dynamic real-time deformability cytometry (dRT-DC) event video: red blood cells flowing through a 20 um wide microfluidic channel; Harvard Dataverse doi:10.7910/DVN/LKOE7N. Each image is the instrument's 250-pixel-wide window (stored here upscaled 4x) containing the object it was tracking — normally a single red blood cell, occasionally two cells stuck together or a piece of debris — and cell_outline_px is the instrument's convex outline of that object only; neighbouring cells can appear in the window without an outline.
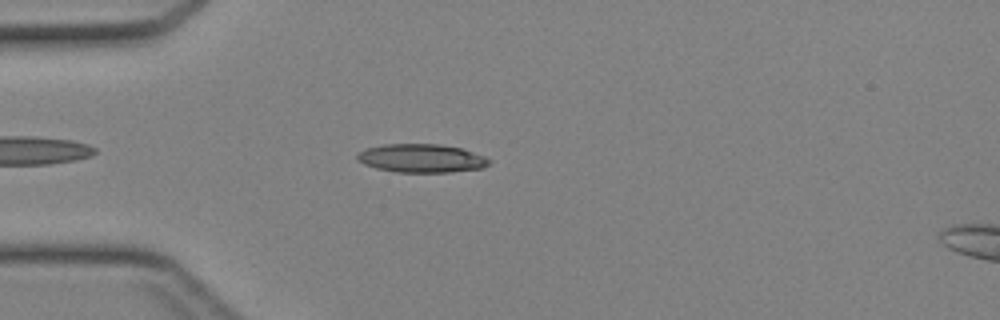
{"species": "Egyptian fruit bat (a non-hibernating species)", "species_latin": "Rousettus aegyptiacus", "temperature_condition": "cold", "stored_images_in_passage": 37, "camera_frame_rate_fps": 3000, "um_per_image_px": 0.085, "animal": {"sex": "female"}, "frame": {"image": 1, "passage_image": 5, "time_ms": 1.333, "image_size_px": [1000, 320], "cell_outline_px": [[492, 160], [488, 164], [480, 168], [452, 172], [396, 172], [376, 168], [364, 164], [356, 160], [356, 152], [368, 148], [384, 144], [440, 144], [464, 148], [484, 156]], "centroid_in_image_um": [35.81, 13.44], "position_along_channel_um": 49.2, "area_um2": 22.02}}
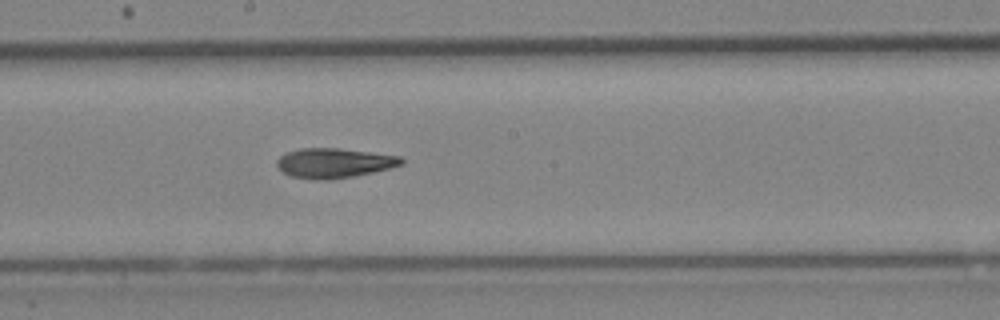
{"frame": {"image": 2, "passage_image": 17, "time_ms": 5.333, "image_size_px": [1000, 320], "cell_outline_px": [[404, 164], [372, 172], [352, 176], [328, 180], [316, 180], [292, 176], [284, 172], [276, 164], [276, 160], [280, 156], [288, 152], [300, 148], [340, 148], [400, 156], [404, 160]], "centroid_in_image_um": [28.4, 13.85], "position_along_channel_um": 219.8, "area_um2": 21.39}}
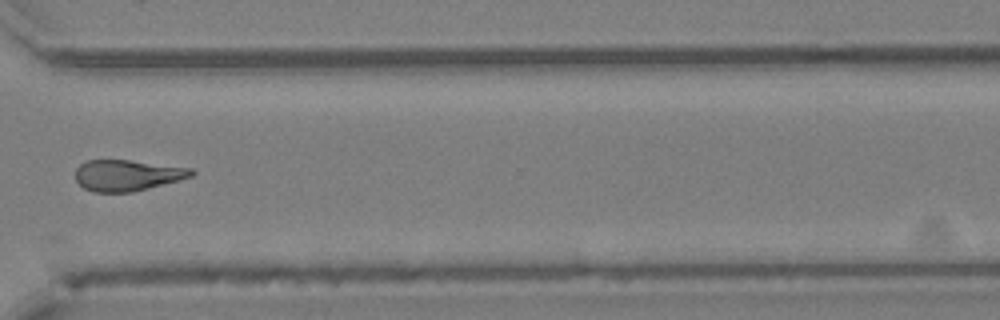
{"frame": {"image": 3, "passage_image": 26, "time_ms": 8.333, "image_size_px": [1000, 320], "cell_outline_px": [[196, 172], [192, 176], [180, 180], [132, 192], [92, 192], [84, 188], [76, 180], [76, 168], [80, 164], [88, 160], [128, 160], [192, 168]], "centroid_in_image_um": [10.82, 14.9], "position_along_channel_um": 359.8, "area_um2": 20.92}}